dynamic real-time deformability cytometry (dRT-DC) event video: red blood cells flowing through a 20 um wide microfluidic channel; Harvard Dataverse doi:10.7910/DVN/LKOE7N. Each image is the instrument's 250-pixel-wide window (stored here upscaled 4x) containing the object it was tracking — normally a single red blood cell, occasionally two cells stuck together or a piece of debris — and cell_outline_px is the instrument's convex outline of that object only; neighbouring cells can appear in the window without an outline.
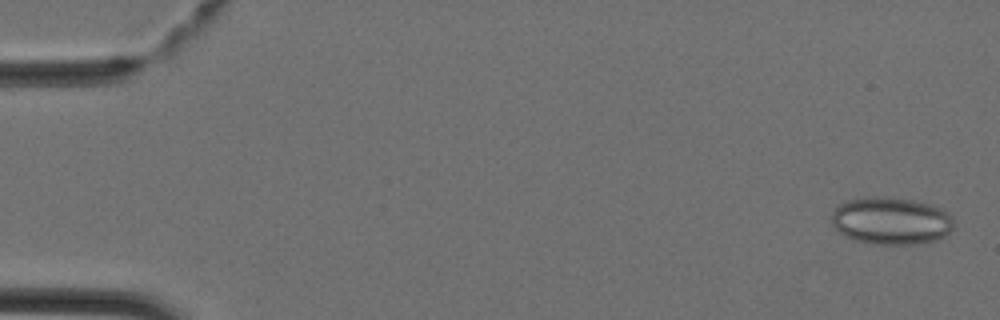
{"species": "Egyptian fruit bat (a non-hibernating species)", "species_latin": "Rousettus aegyptiacus", "temperature_condition": "cold", "stored_images_in_passage": 44, "camera_frame_rate_fps": 3000, "um_per_image_px": 0.085, "animal": {"sex": "female"}, "frame": {"image": 1, "passage_image": 2, "time_ms": 0.333, "image_size_px": [1000, 320], "cell_outline_px": [[952, 228], [944, 236], [936, 240], [912, 244], [872, 244], [852, 240], [844, 236], [832, 224], [832, 212], [840, 204], [848, 200], [864, 196], [884, 196], [912, 200], [944, 208], [948, 212], [952, 220]], "centroid_in_image_um": [75.71, 18.76], "position_along_channel_um": 9.3, "area_um2": 33.87}}
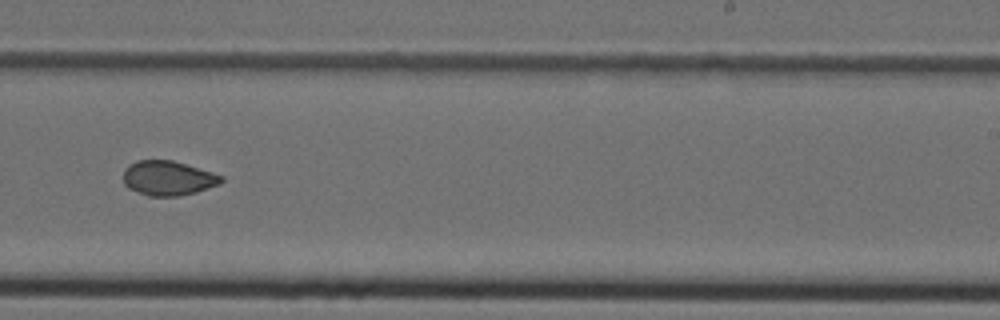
{"frame": {"image": 2, "passage_image": 28, "time_ms": 9.0, "image_size_px": [1000, 320], "cell_outline_px": [[224, 180], [220, 184], [196, 192], [176, 196], [148, 196], [128, 188], [124, 184], [124, 168], [128, 164], [136, 160], [172, 160], [212, 172], [224, 176]], "centroid_in_image_um": [14.27, 15.14], "position_along_channel_um": 274.7, "area_um2": 19.83}}
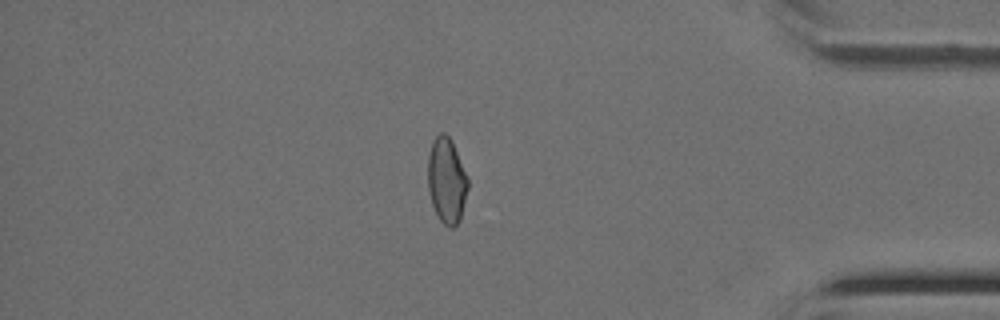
{"frame": {"image": 3, "passage_image": 38, "time_ms": 12.333, "image_size_px": [1000, 320], "cell_outline_px": [[468, 188], [460, 220], [452, 228], [448, 228], [440, 220], [432, 204], [428, 188], [428, 156], [432, 140], [440, 132], [444, 132], [452, 140], [468, 180]], "centroid_in_image_um": [37.95, 15.33], "position_along_channel_um": 397.2, "area_um2": 19.88}}